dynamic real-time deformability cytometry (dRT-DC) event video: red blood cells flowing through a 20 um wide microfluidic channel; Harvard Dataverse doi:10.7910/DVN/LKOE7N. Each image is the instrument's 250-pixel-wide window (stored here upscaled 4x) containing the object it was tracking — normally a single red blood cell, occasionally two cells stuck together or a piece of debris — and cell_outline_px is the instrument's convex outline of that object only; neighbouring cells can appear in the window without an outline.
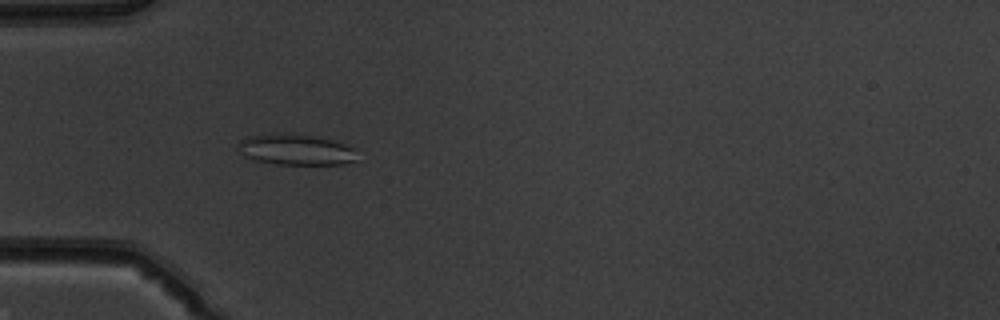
{"species": "common noctule bat (a hibernating species)", "species_latin": "Nyctalus noctula", "temperature_condition": "warm", "stored_images_in_passage": 38, "camera_frame_rate_fps": 3000, "um_per_image_px": 0.085, "animal": {"sex": "male", "body_mass_g": 19.5, "forearm_length_mm": 54.6}, "frame": {"image": 1, "passage_image": 4, "time_ms": 1.0, "image_size_px": [1000, 320], "cell_outline_px": [[356, 160], [344, 164], [276, 164], [256, 160], [244, 156], [236, 144], [240, 140], [248, 136], [276, 132], [316, 136], [348, 144], [356, 148]], "centroid_in_image_um": [25.16, 12.7], "position_along_channel_um": 59.8, "area_um2": 21.68}}
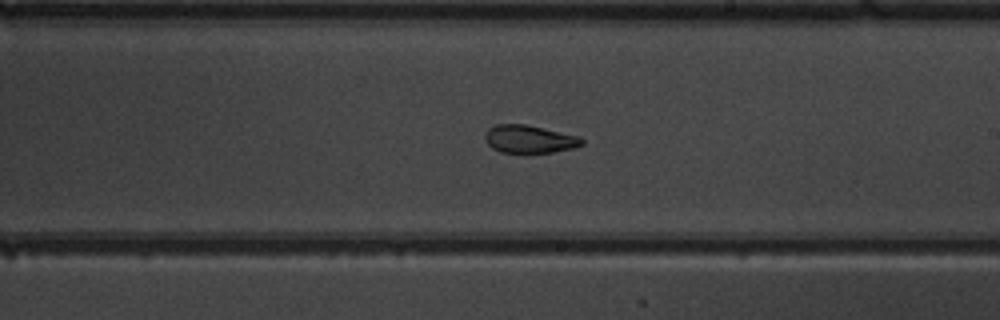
{"frame": {"image": 2, "passage_image": 18, "time_ms": 5.667, "image_size_px": [1000, 320], "cell_outline_px": [[584, 144], [572, 148], [552, 152], [500, 152], [492, 148], [488, 144], [484, 136], [488, 128], [496, 124], [524, 124], [580, 136], [584, 140]], "centroid_in_image_um": [44.99, 11.81], "position_along_channel_um": 244.0, "area_um2": 15.61}}
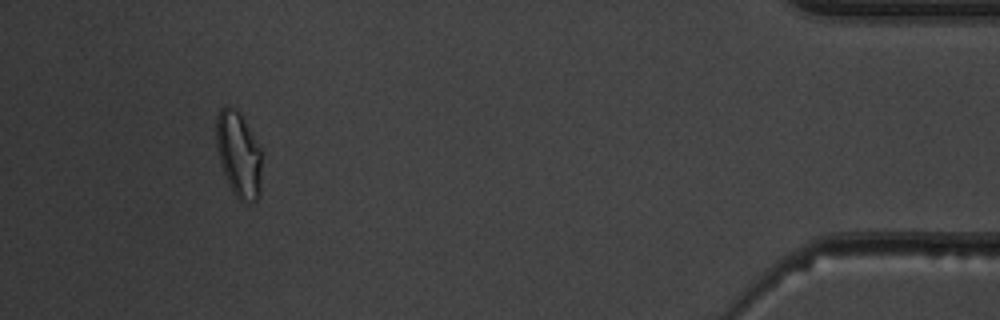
{"frame": {"image": 3, "passage_image": 35, "time_ms": 11.333, "image_size_px": [1000, 320], "cell_outline_px": [[260, 192], [256, 200], [240, 200], [236, 196], [228, 184], [220, 164], [216, 148], [216, 116], [220, 108], [228, 104], [236, 108], [240, 112], [260, 148]], "centroid_in_image_um": [20.24, 13.05], "position_along_channel_um": 415.0, "area_um2": 22.6}, "authors_computed_cell_mechanics": {"area_um2": 17.6001, "velocity_mm_per_s": 4.0669, "shape_relaxation_time_tau1_ms": null, "shape_relaxation_time_tau2_ms": 2.3136, "deformation_change_tau1": null, "deformation_change_tau2": 0.0877}}